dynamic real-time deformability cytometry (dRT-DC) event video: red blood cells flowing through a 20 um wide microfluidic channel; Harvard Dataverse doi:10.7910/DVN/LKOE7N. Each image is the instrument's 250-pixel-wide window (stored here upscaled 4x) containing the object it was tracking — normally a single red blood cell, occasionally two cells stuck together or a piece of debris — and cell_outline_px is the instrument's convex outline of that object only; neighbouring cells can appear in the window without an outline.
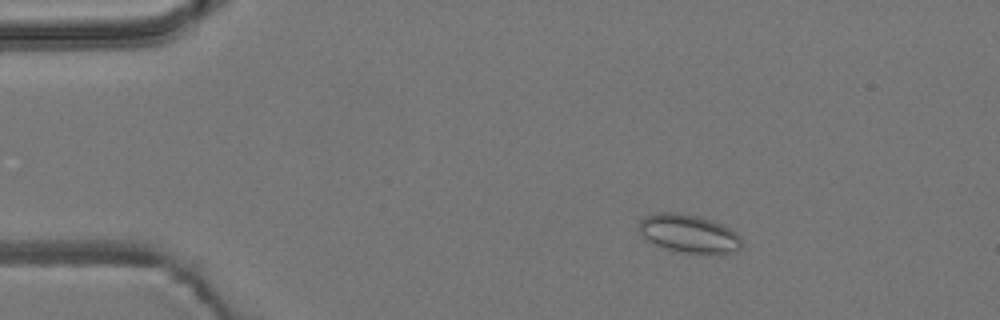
{"species": "common noctule bat (a hibernating species)", "species_latin": "Nyctalus noctula", "temperature_condition": "room temperature", "stored_images_in_passage": 55, "camera_frame_rate_fps": 3000, "um_per_image_px": 0.085, "animal": {"sex": "male", "body_mass_g": 19.2, "forearm_length_mm": 51.8}, "frame": {"image": 1, "passage_image": 10, "time_ms": 3.0, "image_size_px": [1000, 320], "cell_outline_px": [[740, 248], [736, 252], [720, 256], [708, 256], [684, 252], [668, 248], [644, 240], [636, 228], [636, 224], [644, 216], [656, 212], [672, 212], [696, 216], [720, 224], [736, 232], [740, 236]], "centroid_in_image_um": [58.52, 19.89], "position_along_channel_um": 26.5, "area_um2": 23.41}}
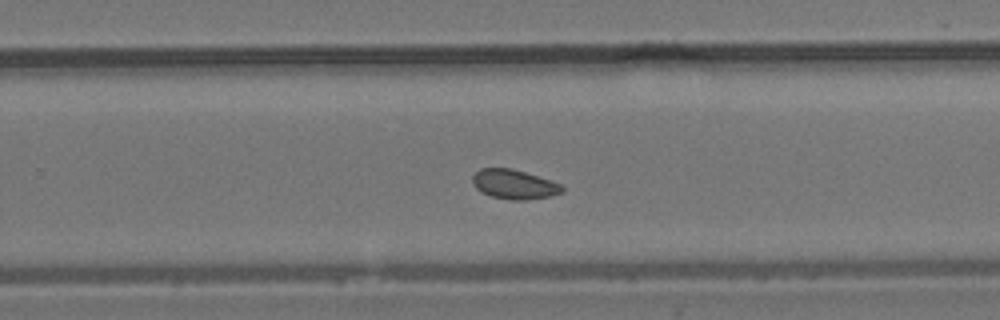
{"frame": {"image": 2, "passage_image": 36, "time_ms": 11.667, "image_size_px": [1000, 320], "cell_outline_px": [[564, 192], [548, 196], [524, 200], [512, 200], [492, 196], [476, 188], [472, 184], [472, 176], [480, 168], [512, 168], [560, 184], [564, 188]], "centroid_in_image_um": [43.67, 15.66], "position_along_channel_um": 286.1, "area_um2": 15.09}}
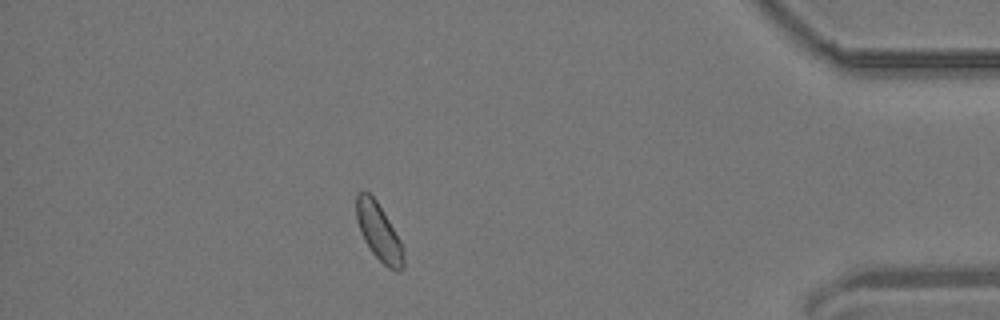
{"frame": {"image": 3, "passage_image": 49, "time_ms": 16.0, "image_size_px": [1000, 320], "cell_outline_px": [[404, 268], [400, 272], [396, 272], [388, 268], [372, 252], [364, 240], [360, 232], [356, 220], [356, 192], [368, 192], [376, 200], [400, 240], [404, 252]], "centroid_in_image_um": [32.2, 19.75], "position_along_channel_um": 403.0, "area_um2": 15.66}, "authors_computed_cell_mechanics": {"area_um2": 15.7794, "velocity_mm_per_s": 3.7682, "shape_relaxation_time_tau1_ms": null, "shape_relaxation_time_tau2_ms": 3.1978, "deformation_change_tau1": null, "deformation_change_tau2": 0.0723}}